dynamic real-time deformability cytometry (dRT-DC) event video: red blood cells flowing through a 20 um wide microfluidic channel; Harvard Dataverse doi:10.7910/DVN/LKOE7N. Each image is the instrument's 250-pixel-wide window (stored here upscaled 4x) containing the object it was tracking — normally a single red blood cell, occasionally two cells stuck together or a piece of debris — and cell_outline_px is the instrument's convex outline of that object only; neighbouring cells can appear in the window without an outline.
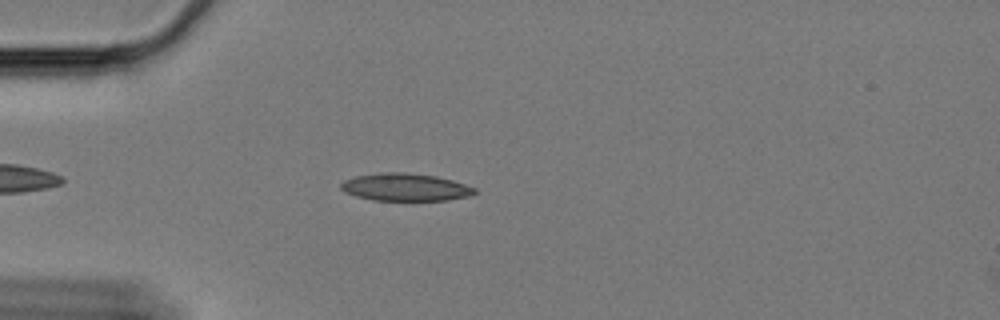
{"species": "Egyptian fruit bat (a non-hibernating species)", "species_latin": "Rousettus aegyptiacus", "temperature_condition": "cold", "stored_images_in_passage": 45, "camera_frame_rate_fps": 3000, "um_per_image_px": 0.085, "animal": {"sex": "female"}, "frame": {"image": 1, "passage_image": 8, "time_ms": 2.333, "image_size_px": [1000, 320], "cell_outline_px": [[476, 192], [472, 196], [448, 200], [372, 200], [356, 196], [344, 192], [340, 188], [340, 184], [344, 180], [356, 176], [380, 172], [404, 172], [436, 176], [452, 180], [476, 188]], "centroid_in_image_um": [34.45, 15.91], "position_along_channel_um": 50.6, "area_um2": 21.56}}
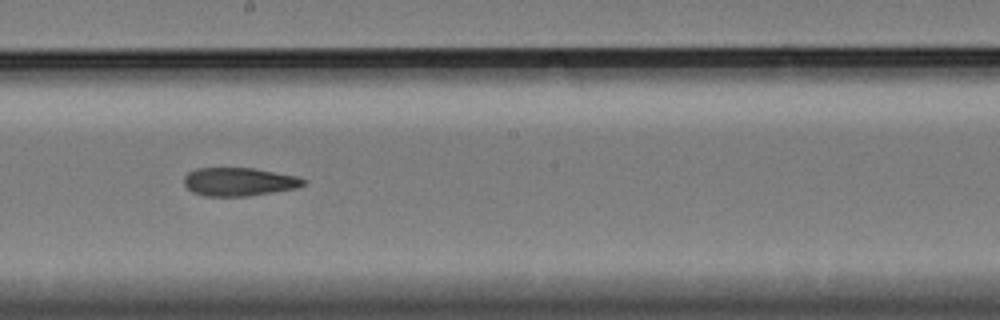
{"frame": {"image": 2, "passage_image": 25, "time_ms": 8.0, "image_size_px": [1000, 320], "cell_outline_px": [[308, 180], [304, 184], [296, 188], [248, 196], [204, 196], [192, 192], [184, 184], [184, 176], [188, 172], [196, 168], [252, 168], [300, 176]], "centroid_in_image_um": [20.32, 15.44], "position_along_channel_um": 227.9, "area_um2": 19.83}}
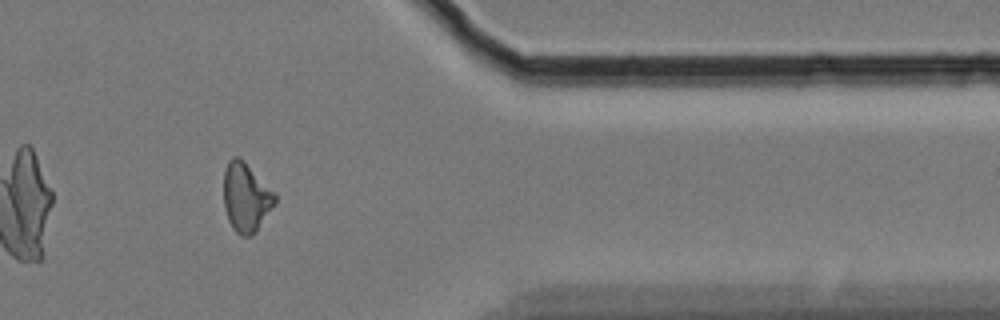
{"frame": {"image": 3, "passage_image": 41, "time_ms": 13.333, "image_size_px": [1000, 320], "cell_outline_px": [[276, 204], [252, 236], [240, 236], [232, 228], [228, 220], [224, 208], [224, 168], [228, 160], [232, 156], [236, 156], [244, 160], [276, 196]], "centroid_in_image_um": [20.88, 16.78], "position_along_channel_um": 390.5, "area_um2": 20.58}, "authors_computed_cell_mechanics": {"area_um2": 20.5768, "velocity_mm_per_s": 3.3541, "shape_relaxation_time_tau1_ms": 9.0714, "shape_relaxation_time_tau2_ms": 7.5163, "deformation_change_tau1": 0.1879, "deformation_change_tau2": 0.1673}}